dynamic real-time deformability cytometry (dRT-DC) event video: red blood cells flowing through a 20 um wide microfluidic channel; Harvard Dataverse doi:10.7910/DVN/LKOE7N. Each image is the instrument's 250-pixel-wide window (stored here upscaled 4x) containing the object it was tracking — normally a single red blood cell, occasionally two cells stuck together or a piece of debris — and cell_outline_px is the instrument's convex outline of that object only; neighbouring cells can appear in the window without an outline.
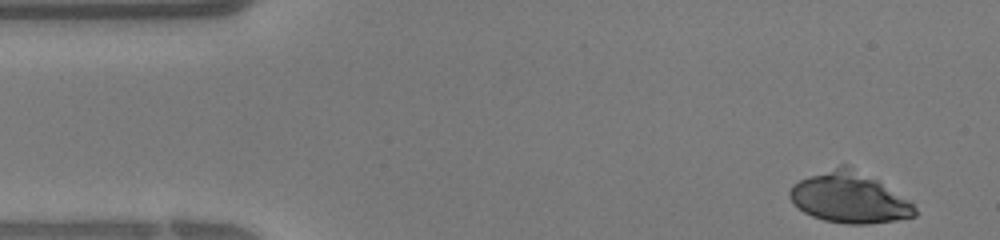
{"species": "human", "species_latin": "Homo sapiens", "temperature_condition": "warm", "stored_images_in_passage": 31, "camera_frame_rate_fps": 3000, "um_per_image_px": 0.085, "donor": {"sex": "female"}, "frame": {"image": 1, "passage_image": 1, "time_ms": 0.0, "image_size_px": [1000, 240], "cell_outline_px": [[916, 216], [896, 220], [864, 224], [848, 224], [824, 220], [812, 216], [804, 212], [792, 204], [788, 196], [788, 192], [792, 184], [800, 180], [840, 164], [848, 164], [876, 180], [908, 200], [916, 208]], "centroid_in_image_um": [72.14, 16.8], "position_along_channel_um": 12.9, "area_um2": 36.65}}
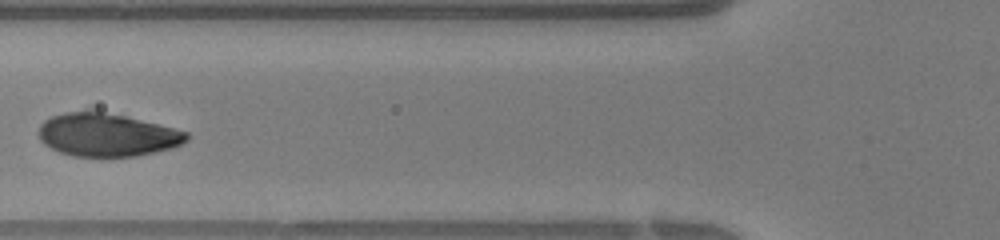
{"frame": {"image": 2, "passage_image": 13, "time_ms": 4.0, "image_size_px": [1000, 240], "cell_outline_px": [[188, 140], [172, 148], [136, 156], [72, 156], [60, 152], [44, 144], [40, 140], [40, 124], [44, 120], [52, 116], [64, 112], [88, 108], [96, 108], [188, 132]], "centroid_in_image_um": [9.06, 11.42], "position_along_channel_um": 116.7, "area_um2": 37.57}}
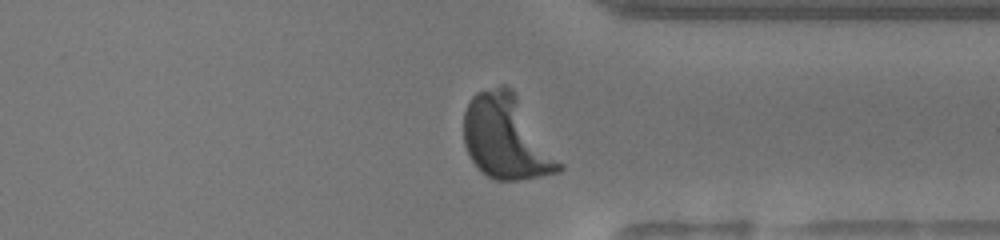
{"frame": {"image": 3, "passage_image": 28, "time_ms": 9.0, "image_size_px": [1000, 240], "cell_outline_px": [[564, 168], [560, 172], [520, 180], [496, 180], [480, 172], [476, 168], [468, 156], [464, 144], [464, 112], [468, 100], [476, 92], [500, 84], [504, 84], [512, 88], [564, 164]], "centroid_in_image_um": [43.04, 11.68], "position_along_channel_um": 368.4, "area_um2": 47.34}}